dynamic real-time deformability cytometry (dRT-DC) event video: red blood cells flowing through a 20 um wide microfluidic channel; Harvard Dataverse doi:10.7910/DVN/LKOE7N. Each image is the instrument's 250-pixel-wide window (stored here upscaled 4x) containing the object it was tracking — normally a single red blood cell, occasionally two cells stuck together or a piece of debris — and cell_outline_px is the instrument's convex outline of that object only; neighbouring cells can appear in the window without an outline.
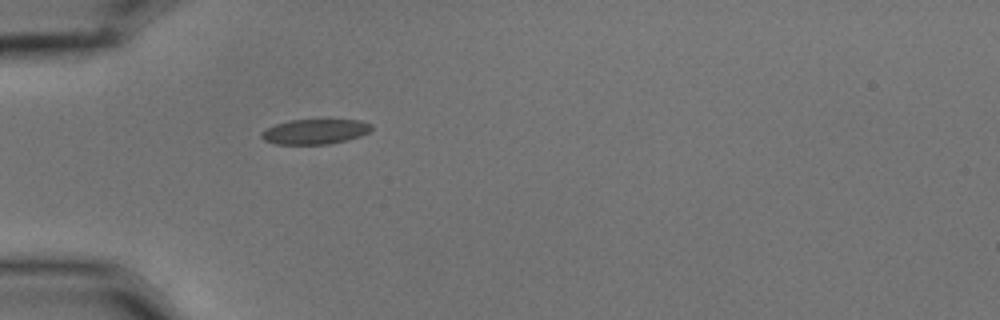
{"species": "common noctule bat (a hibernating species)", "species_latin": "Nyctalus noctula", "temperature_condition": "cold", "stored_images_in_passage": 1, "camera_frame_rate_fps": 3000, "um_per_image_px": 0.085, "animal": {"sex": "male", "body_mass_g": 15.6}, "frame": {"image": 1, "passage_image": 1, "time_ms": 0.0, "image_size_px": [1000, 320], "cell_outline_px": [[372, 128], [368, 132], [360, 136], [348, 140], [328, 144], [276, 144], [264, 140], [260, 136], [260, 132], [276, 124], [288, 120], [360, 120], [372, 124]], "centroid_in_image_um": [26.77, 11.19], "position_along_channel_um": 58.2, "area_um2": 16.01}}